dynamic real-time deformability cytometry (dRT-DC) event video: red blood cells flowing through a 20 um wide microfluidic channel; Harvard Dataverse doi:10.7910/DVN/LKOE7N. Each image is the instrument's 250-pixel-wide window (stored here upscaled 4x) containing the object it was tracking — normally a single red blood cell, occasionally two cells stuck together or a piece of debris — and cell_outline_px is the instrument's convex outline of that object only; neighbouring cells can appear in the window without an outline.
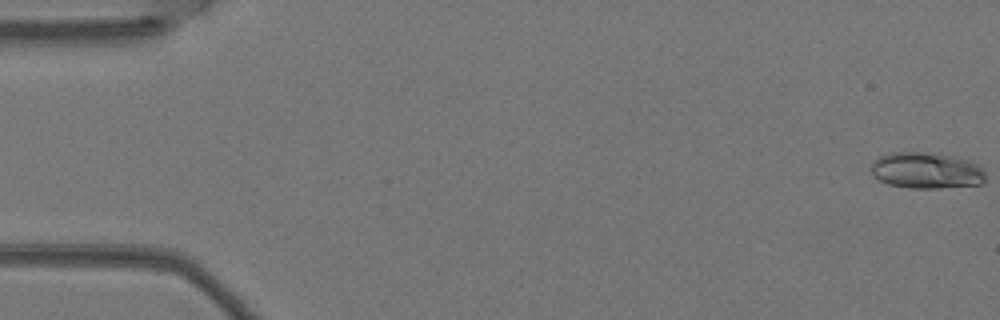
{"species": "Egyptian fruit bat (a non-hibernating species)", "species_latin": "Rousettus aegyptiacus", "temperature_condition": "warm", "stored_images_in_passage": 6, "camera_frame_rate_fps": 3000, "um_per_image_px": 0.085, "animal": {"sex": "female"}, "frame": {"image": 1, "passage_image": 1, "time_ms": 0.0, "image_size_px": [1000, 320], "cell_outline_px": [[984, 180], [980, 184], [940, 188], [908, 188], [888, 184], [872, 176], [872, 164], [880, 156], [892, 152], [920, 152], [952, 156], [976, 164], [984, 168]], "centroid_in_image_um": [78.72, 14.5], "position_along_channel_um": 6.3, "area_um2": 23.87}}
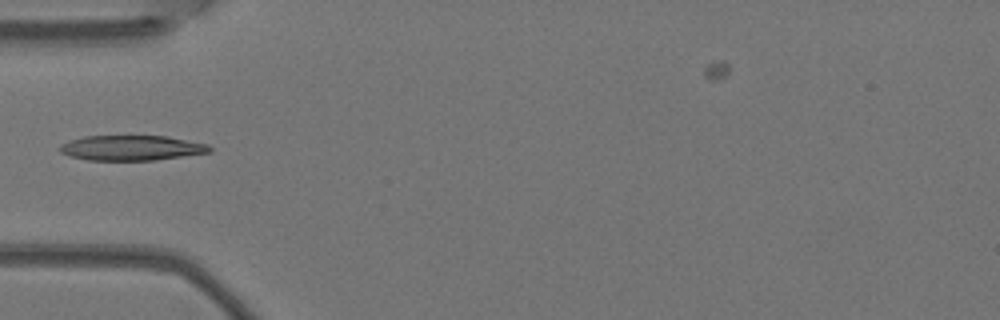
{"frame": {"image": 2, "passage_image": 6, "time_ms": 1.667, "image_size_px": [1000, 320], "cell_outline_px": [[212, 152], [156, 160], [88, 160], [72, 156], [60, 152], [60, 144], [84, 136], [168, 136], [208, 144], [212, 148]], "centroid_in_image_um": [11.23, 12.57], "position_along_channel_um": 73.8, "area_um2": 21.85}}